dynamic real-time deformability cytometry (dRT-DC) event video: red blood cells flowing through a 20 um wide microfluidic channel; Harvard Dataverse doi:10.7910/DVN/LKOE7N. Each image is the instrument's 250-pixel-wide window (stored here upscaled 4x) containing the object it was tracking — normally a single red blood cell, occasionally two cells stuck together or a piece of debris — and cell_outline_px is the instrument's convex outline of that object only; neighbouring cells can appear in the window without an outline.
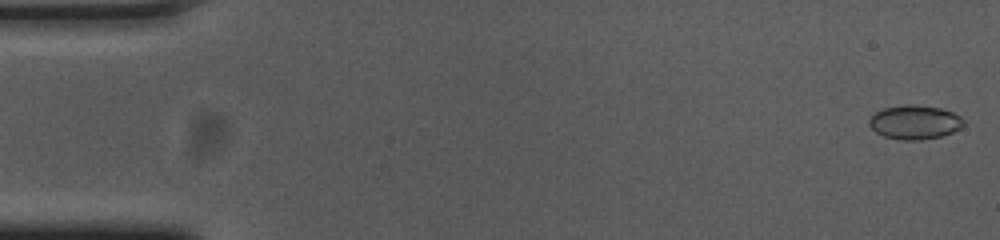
{"species": "common noctule bat (a hibernating species)", "species_latin": "Nyctalus noctula", "temperature_condition": "cold", "stored_images_in_passage": 55, "camera_frame_rate_fps": 3000, "um_per_image_px": 0.085, "animal": {"sex": "female", "body_mass_g": 23.0, "forearm_length_mm": 53.4}, "frame": {"image": 1, "passage_image": 1, "time_ms": 0.0, "image_size_px": [1000, 240], "cell_outline_px": [[964, 124], [960, 128], [952, 132], [940, 136], [924, 140], [904, 140], [884, 136], [876, 132], [868, 124], [868, 120], [876, 112], [884, 108], [908, 104], [912, 104], [940, 108], [952, 112], [960, 116], [964, 120]], "centroid_in_image_um": [77.75, 10.39], "position_along_channel_um": 7.2, "area_um2": 18.61}}
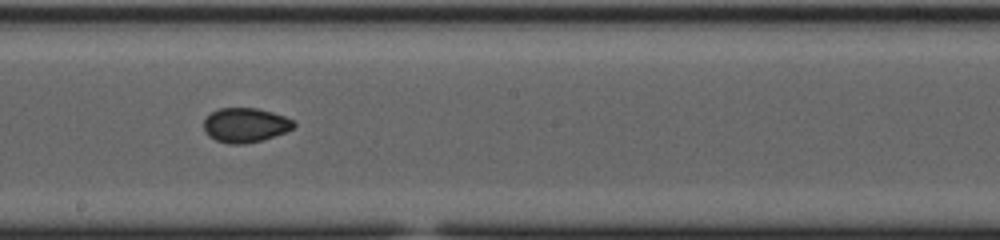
{"frame": {"image": 2, "passage_image": 30, "time_ms": 9.667, "image_size_px": [1000, 240], "cell_outline_px": [[296, 124], [292, 128], [284, 132], [264, 140], [244, 144], [228, 144], [216, 140], [208, 136], [204, 132], [204, 120], [212, 112], [220, 108], [256, 108], [272, 112], [284, 116], [292, 120]], "centroid_in_image_um": [20.83, 10.64], "position_along_channel_um": 227.4, "area_um2": 18.03}}
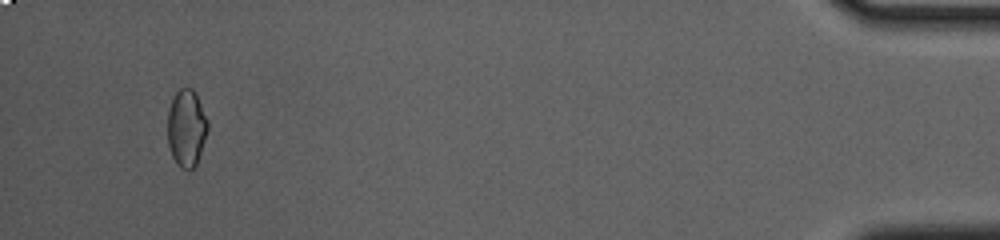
{"frame": {"image": 3, "passage_image": 52, "time_ms": 17.0, "image_size_px": [1000, 240], "cell_outline_px": [[208, 128], [196, 164], [192, 168], [180, 168], [176, 164], [172, 156], [168, 144], [168, 108], [172, 96], [180, 88], [192, 88], [196, 92], [208, 120]], "centroid_in_image_um": [15.83, 10.83], "position_along_channel_um": 419.4, "area_um2": 18.09}, "authors_computed_cell_mechanics": {"area_um2": 18.0914, "velocity_mm_per_s": 3.7003, "shape_relaxation_time_tau1_ms": null, "shape_relaxation_time_tau2_ms": 1.9471, "deformation_change_tau1": null, "deformation_change_tau2": 0.0383}}